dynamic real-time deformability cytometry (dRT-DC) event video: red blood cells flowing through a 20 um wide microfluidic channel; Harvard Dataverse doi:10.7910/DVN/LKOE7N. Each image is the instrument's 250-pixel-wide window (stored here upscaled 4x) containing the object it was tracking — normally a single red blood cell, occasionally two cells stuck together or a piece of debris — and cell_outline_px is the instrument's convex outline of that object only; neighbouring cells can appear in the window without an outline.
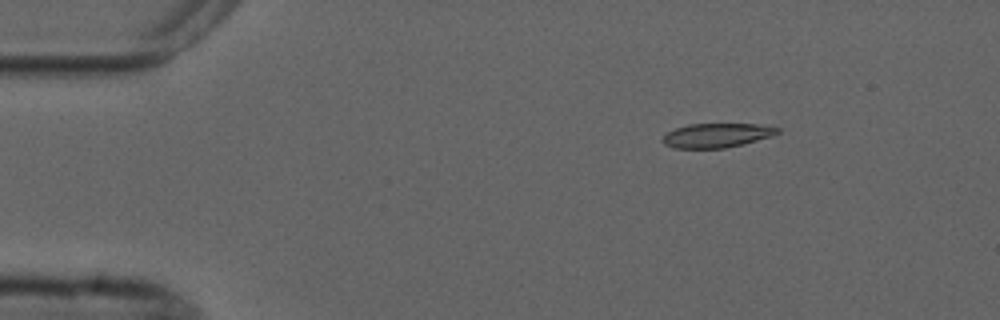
{"species": "common noctule bat (a hibernating species)", "species_latin": "Nyctalus noctula", "temperature_condition": "cold", "stored_images_in_passage": 4, "camera_frame_rate_fps": 3000, "um_per_image_px": 0.085, "animal": {"sex": "male", "forearm_length_mm": 52.5}, "frame": {"image": 1, "passage_image": 2, "time_ms": 2.0, "image_size_px": [1000, 320], "cell_outline_px": [[780, 132], [772, 136], [744, 144], [724, 148], [672, 148], [664, 144], [660, 140], [668, 132], [676, 128], [688, 124], [756, 124], [780, 128]], "centroid_in_image_um": [60.91, 11.51], "position_along_channel_um": 24.1, "area_um2": 16.24}}